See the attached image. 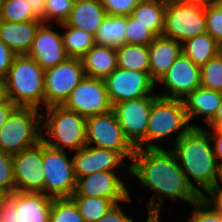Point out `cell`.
I'll return each instance as SVG.
<instances>
[{
    "label": "cell",
    "instance_id": "cell-33",
    "mask_svg": "<svg viewBox=\"0 0 222 222\" xmlns=\"http://www.w3.org/2000/svg\"><path fill=\"white\" fill-rule=\"evenodd\" d=\"M201 86L222 92V52L200 67Z\"/></svg>",
    "mask_w": 222,
    "mask_h": 222
},
{
    "label": "cell",
    "instance_id": "cell-29",
    "mask_svg": "<svg viewBox=\"0 0 222 222\" xmlns=\"http://www.w3.org/2000/svg\"><path fill=\"white\" fill-rule=\"evenodd\" d=\"M58 25L66 29L62 39L69 58L81 59L95 45V37L85 30L68 26L65 22Z\"/></svg>",
    "mask_w": 222,
    "mask_h": 222
},
{
    "label": "cell",
    "instance_id": "cell-19",
    "mask_svg": "<svg viewBox=\"0 0 222 222\" xmlns=\"http://www.w3.org/2000/svg\"><path fill=\"white\" fill-rule=\"evenodd\" d=\"M73 155V168L76 180L98 171H115L124 157L114 150L85 145Z\"/></svg>",
    "mask_w": 222,
    "mask_h": 222
},
{
    "label": "cell",
    "instance_id": "cell-3",
    "mask_svg": "<svg viewBox=\"0 0 222 222\" xmlns=\"http://www.w3.org/2000/svg\"><path fill=\"white\" fill-rule=\"evenodd\" d=\"M44 72L31 57L16 55L4 78L6 98L17 107L45 108Z\"/></svg>",
    "mask_w": 222,
    "mask_h": 222
},
{
    "label": "cell",
    "instance_id": "cell-38",
    "mask_svg": "<svg viewBox=\"0 0 222 222\" xmlns=\"http://www.w3.org/2000/svg\"><path fill=\"white\" fill-rule=\"evenodd\" d=\"M191 206L193 207V213L187 222H222V216L201 197Z\"/></svg>",
    "mask_w": 222,
    "mask_h": 222
},
{
    "label": "cell",
    "instance_id": "cell-43",
    "mask_svg": "<svg viewBox=\"0 0 222 222\" xmlns=\"http://www.w3.org/2000/svg\"><path fill=\"white\" fill-rule=\"evenodd\" d=\"M213 133L210 135V131L205 129L211 138L214 155L217 161L220 160V165L222 166V130L219 128H212Z\"/></svg>",
    "mask_w": 222,
    "mask_h": 222
},
{
    "label": "cell",
    "instance_id": "cell-4",
    "mask_svg": "<svg viewBox=\"0 0 222 222\" xmlns=\"http://www.w3.org/2000/svg\"><path fill=\"white\" fill-rule=\"evenodd\" d=\"M192 127L200 126L189 122L182 99L158 96L150 109L146 138L136 148H162L156 141L168 139V135L177 133L175 143Z\"/></svg>",
    "mask_w": 222,
    "mask_h": 222
},
{
    "label": "cell",
    "instance_id": "cell-40",
    "mask_svg": "<svg viewBox=\"0 0 222 222\" xmlns=\"http://www.w3.org/2000/svg\"><path fill=\"white\" fill-rule=\"evenodd\" d=\"M16 54L0 39V78L7 76Z\"/></svg>",
    "mask_w": 222,
    "mask_h": 222
},
{
    "label": "cell",
    "instance_id": "cell-45",
    "mask_svg": "<svg viewBox=\"0 0 222 222\" xmlns=\"http://www.w3.org/2000/svg\"><path fill=\"white\" fill-rule=\"evenodd\" d=\"M45 2L46 0H27L33 14L43 23H45Z\"/></svg>",
    "mask_w": 222,
    "mask_h": 222
},
{
    "label": "cell",
    "instance_id": "cell-41",
    "mask_svg": "<svg viewBox=\"0 0 222 222\" xmlns=\"http://www.w3.org/2000/svg\"><path fill=\"white\" fill-rule=\"evenodd\" d=\"M206 193L210 197L204 194L201 198L222 216V187L217 184Z\"/></svg>",
    "mask_w": 222,
    "mask_h": 222
},
{
    "label": "cell",
    "instance_id": "cell-6",
    "mask_svg": "<svg viewBox=\"0 0 222 222\" xmlns=\"http://www.w3.org/2000/svg\"><path fill=\"white\" fill-rule=\"evenodd\" d=\"M42 110L17 107L0 128V151L15 155L42 140Z\"/></svg>",
    "mask_w": 222,
    "mask_h": 222
},
{
    "label": "cell",
    "instance_id": "cell-35",
    "mask_svg": "<svg viewBox=\"0 0 222 222\" xmlns=\"http://www.w3.org/2000/svg\"><path fill=\"white\" fill-rule=\"evenodd\" d=\"M75 0H46L45 23H64L70 16Z\"/></svg>",
    "mask_w": 222,
    "mask_h": 222
},
{
    "label": "cell",
    "instance_id": "cell-22",
    "mask_svg": "<svg viewBox=\"0 0 222 222\" xmlns=\"http://www.w3.org/2000/svg\"><path fill=\"white\" fill-rule=\"evenodd\" d=\"M105 16L106 11L101 0H75L70 16L65 23L95 36Z\"/></svg>",
    "mask_w": 222,
    "mask_h": 222
},
{
    "label": "cell",
    "instance_id": "cell-15",
    "mask_svg": "<svg viewBox=\"0 0 222 222\" xmlns=\"http://www.w3.org/2000/svg\"><path fill=\"white\" fill-rule=\"evenodd\" d=\"M15 191L44 194L43 141L12 155Z\"/></svg>",
    "mask_w": 222,
    "mask_h": 222
},
{
    "label": "cell",
    "instance_id": "cell-30",
    "mask_svg": "<svg viewBox=\"0 0 222 222\" xmlns=\"http://www.w3.org/2000/svg\"><path fill=\"white\" fill-rule=\"evenodd\" d=\"M85 222H96L115 204L108 198L71 196Z\"/></svg>",
    "mask_w": 222,
    "mask_h": 222
},
{
    "label": "cell",
    "instance_id": "cell-16",
    "mask_svg": "<svg viewBox=\"0 0 222 222\" xmlns=\"http://www.w3.org/2000/svg\"><path fill=\"white\" fill-rule=\"evenodd\" d=\"M166 88L159 97L184 99L189 93L201 86V69L182 53L158 81Z\"/></svg>",
    "mask_w": 222,
    "mask_h": 222
},
{
    "label": "cell",
    "instance_id": "cell-26",
    "mask_svg": "<svg viewBox=\"0 0 222 222\" xmlns=\"http://www.w3.org/2000/svg\"><path fill=\"white\" fill-rule=\"evenodd\" d=\"M166 4L165 0H141L131 16L146 26L155 36H160L164 28Z\"/></svg>",
    "mask_w": 222,
    "mask_h": 222
},
{
    "label": "cell",
    "instance_id": "cell-23",
    "mask_svg": "<svg viewBox=\"0 0 222 222\" xmlns=\"http://www.w3.org/2000/svg\"><path fill=\"white\" fill-rule=\"evenodd\" d=\"M222 99V92L199 86L183 100L189 122L196 116H204L208 124L216 115Z\"/></svg>",
    "mask_w": 222,
    "mask_h": 222
},
{
    "label": "cell",
    "instance_id": "cell-13",
    "mask_svg": "<svg viewBox=\"0 0 222 222\" xmlns=\"http://www.w3.org/2000/svg\"><path fill=\"white\" fill-rule=\"evenodd\" d=\"M157 97L156 93H152L150 96L113 104L112 111L126 138L135 148L146 138L150 109Z\"/></svg>",
    "mask_w": 222,
    "mask_h": 222
},
{
    "label": "cell",
    "instance_id": "cell-31",
    "mask_svg": "<svg viewBox=\"0 0 222 222\" xmlns=\"http://www.w3.org/2000/svg\"><path fill=\"white\" fill-rule=\"evenodd\" d=\"M0 20L22 23L39 19L33 14L32 8H29L27 0H2L0 7Z\"/></svg>",
    "mask_w": 222,
    "mask_h": 222
},
{
    "label": "cell",
    "instance_id": "cell-1",
    "mask_svg": "<svg viewBox=\"0 0 222 222\" xmlns=\"http://www.w3.org/2000/svg\"><path fill=\"white\" fill-rule=\"evenodd\" d=\"M131 161L128 172L143 186L155 191L147 203V219L160 220L165 197H170L173 202L179 198L190 205L200 198L170 149L136 148Z\"/></svg>",
    "mask_w": 222,
    "mask_h": 222
},
{
    "label": "cell",
    "instance_id": "cell-32",
    "mask_svg": "<svg viewBox=\"0 0 222 222\" xmlns=\"http://www.w3.org/2000/svg\"><path fill=\"white\" fill-rule=\"evenodd\" d=\"M50 222H85L71 197L53 198Z\"/></svg>",
    "mask_w": 222,
    "mask_h": 222
},
{
    "label": "cell",
    "instance_id": "cell-49",
    "mask_svg": "<svg viewBox=\"0 0 222 222\" xmlns=\"http://www.w3.org/2000/svg\"><path fill=\"white\" fill-rule=\"evenodd\" d=\"M146 222H160L159 219H147Z\"/></svg>",
    "mask_w": 222,
    "mask_h": 222
},
{
    "label": "cell",
    "instance_id": "cell-12",
    "mask_svg": "<svg viewBox=\"0 0 222 222\" xmlns=\"http://www.w3.org/2000/svg\"><path fill=\"white\" fill-rule=\"evenodd\" d=\"M63 106L85 118L112 111L113 107L105 80L88 76L72 90Z\"/></svg>",
    "mask_w": 222,
    "mask_h": 222
},
{
    "label": "cell",
    "instance_id": "cell-2",
    "mask_svg": "<svg viewBox=\"0 0 222 222\" xmlns=\"http://www.w3.org/2000/svg\"><path fill=\"white\" fill-rule=\"evenodd\" d=\"M173 146L174 150L171 151L189 185L200 197L204 195V192L219 184L222 166L214 155L211 138L205 129L192 127ZM191 178L197 186L193 184Z\"/></svg>",
    "mask_w": 222,
    "mask_h": 222
},
{
    "label": "cell",
    "instance_id": "cell-21",
    "mask_svg": "<svg viewBox=\"0 0 222 222\" xmlns=\"http://www.w3.org/2000/svg\"><path fill=\"white\" fill-rule=\"evenodd\" d=\"M42 23L41 20H30L22 23L0 20V39L16 55H27Z\"/></svg>",
    "mask_w": 222,
    "mask_h": 222
},
{
    "label": "cell",
    "instance_id": "cell-8",
    "mask_svg": "<svg viewBox=\"0 0 222 222\" xmlns=\"http://www.w3.org/2000/svg\"><path fill=\"white\" fill-rule=\"evenodd\" d=\"M66 152L43 142L44 194L52 198L71 197L76 189L73 160L68 159Z\"/></svg>",
    "mask_w": 222,
    "mask_h": 222
},
{
    "label": "cell",
    "instance_id": "cell-37",
    "mask_svg": "<svg viewBox=\"0 0 222 222\" xmlns=\"http://www.w3.org/2000/svg\"><path fill=\"white\" fill-rule=\"evenodd\" d=\"M207 33L222 45V8L217 4L205 7Z\"/></svg>",
    "mask_w": 222,
    "mask_h": 222
},
{
    "label": "cell",
    "instance_id": "cell-46",
    "mask_svg": "<svg viewBox=\"0 0 222 222\" xmlns=\"http://www.w3.org/2000/svg\"><path fill=\"white\" fill-rule=\"evenodd\" d=\"M166 2H173V3H182V4H192L207 7L211 4H215L217 0H165Z\"/></svg>",
    "mask_w": 222,
    "mask_h": 222
},
{
    "label": "cell",
    "instance_id": "cell-50",
    "mask_svg": "<svg viewBox=\"0 0 222 222\" xmlns=\"http://www.w3.org/2000/svg\"><path fill=\"white\" fill-rule=\"evenodd\" d=\"M216 3L222 8V0H217Z\"/></svg>",
    "mask_w": 222,
    "mask_h": 222
},
{
    "label": "cell",
    "instance_id": "cell-51",
    "mask_svg": "<svg viewBox=\"0 0 222 222\" xmlns=\"http://www.w3.org/2000/svg\"><path fill=\"white\" fill-rule=\"evenodd\" d=\"M220 183L219 184H222V168H221V175H220ZM222 187V185H220Z\"/></svg>",
    "mask_w": 222,
    "mask_h": 222
},
{
    "label": "cell",
    "instance_id": "cell-48",
    "mask_svg": "<svg viewBox=\"0 0 222 222\" xmlns=\"http://www.w3.org/2000/svg\"><path fill=\"white\" fill-rule=\"evenodd\" d=\"M6 99L5 95V87H4V79L0 78V102Z\"/></svg>",
    "mask_w": 222,
    "mask_h": 222
},
{
    "label": "cell",
    "instance_id": "cell-34",
    "mask_svg": "<svg viewBox=\"0 0 222 222\" xmlns=\"http://www.w3.org/2000/svg\"><path fill=\"white\" fill-rule=\"evenodd\" d=\"M155 35L131 15L127 16L126 43L149 46Z\"/></svg>",
    "mask_w": 222,
    "mask_h": 222
},
{
    "label": "cell",
    "instance_id": "cell-11",
    "mask_svg": "<svg viewBox=\"0 0 222 222\" xmlns=\"http://www.w3.org/2000/svg\"><path fill=\"white\" fill-rule=\"evenodd\" d=\"M84 76L83 64L79 58H68L55 67L46 69L44 72L45 107L63 105Z\"/></svg>",
    "mask_w": 222,
    "mask_h": 222
},
{
    "label": "cell",
    "instance_id": "cell-25",
    "mask_svg": "<svg viewBox=\"0 0 222 222\" xmlns=\"http://www.w3.org/2000/svg\"><path fill=\"white\" fill-rule=\"evenodd\" d=\"M181 50L183 55L201 67L222 52V45L206 32L181 43Z\"/></svg>",
    "mask_w": 222,
    "mask_h": 222
},
{
    "label": "cell",
    "instance_id": "cell-47",
    "mask_svg": "<svg viewBox=\"0 0 222 222\" xmlns=\"http://www.w3.org/2000/svg\"><path fill=\"white\" fill-rule=\"evenodd\" d=\"M210 128H219L222 130V99L214 118L208 123Z\"/></svg>",
    "mask_w": 222,
    "mask_h": 222
},
{
    "label": "cell",
    "instance_id": "cell-17",
    "mask_svg": "<svg viewBox=\"0 0 222 222\" xmlns=\"http://www.w3.org/2000/svg\"><path fill=\"white\" fill-rule=\"evenodd\" d=\"M72 196L108 198L114 204H119L120 201L131 202L125 182L115 171H98L78 178Z\"/></svg>",
    "mask_w": 222,
    "mask_h": 222
},
{
    "label": "cell",
    "instance_id": "cell-5",
    "mask_svg": "<svg viewBox=\"0 0 222 222\" xmlns=\"http://www.w3.org/2000/svg\"><path fill=\"white\" fill-rule=\"evenodd\" d=\"M46 121L42 123V141L51 148L77 151L87 143L86 118L63 105L45 107Z\"/></svg>",
    "mask_w": 222,
    "mask_h": 222
},
{
    "label": "cell",
    "instance_id": "cell-36",
    "mask_svg": "<svg viewBox=\"0 0 222 222\" xmlns=\"http://www.w3.org/2000/svg\"><path fill=\"white\" fill-rule=\"evenodd\" d=\"M0 192L10 195L15 192L12 155L0 151Z\"/></svg>",
    "mask_w": 222,
    "mask_h": 222
},
{
    "label": "cell",
    "instance_id": "cell-24",
    "mask_svg": "<svg viewBox=\"0 0 222 222\" xmlns=\"http://www.w3.org/2000/svg\"><path fill=\"white\" fill-rule=\"evenodd\" d=\"M85 76L104 80L117 67L116 48L94 45L81 58Z\"/></svg>",
    "mask_w": 222,
    "mask_h": 222
},
{
    "label": "cell",
    "instance_id": "cell-27",
    "mask_svg": "<svg viewBox=\"0 0 222 222\" xmlns=\"http://www.w3.org/2000/svg\"><path fill=\"white\" fill-rule=\"evenodd\" d=\"M127 16L106 15L97 33L95 44L119 48L126 44Z\"/></svg>",
    "mask_w": 222,
    "mask_h": 222
},
{
    "label": "cell",
    "instance_id": "cell-20",
    "mask_svg": "<svg viewBox=\"0 0 222 222\" xmlns=\"http://www.w3.org/2000/svg\"><path fill=\"white\" fill-rule=\"evenodd\" d=\"M149 47V75L157 84L182 53L181 43L163 35L156 36Z\"/></svg>",
    "mask_w": 222,
    "mask_h": 222
},
{
    "label": "cell",
    "instance_id": "cell-52",
    "mask_svg": "<svg viewBox=\"0 0 222 222\" xmlns=\"http://www.w3.org/2000/svg\"><path fill=\"white\" fill-rule=\"evenodd\" d=\"M3 197L4 195L0 192V201L2 200Z\"/></svg>",
    "mask_w": 222,
    "mask_h": 222
},
{
    "label": "cell",
    "instance_id": "cell-14",
    "mask_svg": "<svg viewBox=\"0 0 222 222\" xmlns=\"http://www.w3.org/2000/svg\"><path fill=\"white\" fill-rule=\"evenodd\" d=\"M106 89L111 104L131 99L150 96L156 83L150 78L149 72L126 70L117 67L105 79Z\"/></svg>",
    "mask_w": 222,
    "mask_h": 222
},
{
    "label": "cell",
    "instance_id": "cell-10",
    "mask_svg": "<svg viewBox=\"0 0 222 222\" xmlns=\"http://www.w3.org/2000/svg\"><path fill=\"white\" fill-rule=\"evenodd\" d=\"M206 32L205 7L167 2L163 36L183 43Z\"/></svg>",
    "mask_w": 222,
    "mask_h": 222
},
{
    "label": "cell",
    "instance_id": "cell-18",
    "mask_svg": "<svg viewBox=\"0 0 222 222\" xmlns=\"http://www.w3.org/2000/svg\"><path fill=\"white\" fill-rule=\"evenodd\" d=\"M53 25L42 23L32 42L27 56L34 59L44 70L55 67L66 61L69 57L66 53L62 34L50 28Z\"/></svg>",
    "mask_w": 222,
    "mask_h": 222
},
{
    "label": "cell",
    "instance_id": "cell-44",
    "mask_svg": "<svg viewBox=\"0 0 222 222\" xmlns=\"http://www.w3.org/2000/svg\"><path fill=\"white\" fill-rule=\"evenodd\" d=\"M16 108L17 106L7 98L0 102V128L6 123L9 116Z\"/></svg>",
    "mask_w": 222,
    "mask_h": 222
},
{
    "label": "cell",
    "instance_id": "cell-39",
    "mask_svg": "<svg viewBox=\"0 0 222 222\" xmlns=\"http://www.w3.org/2000/svg\"><path fill=\"white\" fill-rule=\"evenodd\" d=\"M141 0H101L106 15L129 16Z\"/></svg>",
    "mask_w": 222,
    "mask_h": 222
},
{
    "label": "cell",
    "instance_id": "cell-28",
    "mask_svg": "<svg viewBox=\"0 0 222 222\" xmlns=\"http://www.w3.org/2000/svg\"><path fill=\"white\" fill-rule=\"evenodd\" d=\"M117 65L126 70L149 72V47L138 44H124L116 49Z\"/></svg>",
    "mask_w": 222,
    "mask_h": 222
},
{
    "label": "cell",
    "instance_id": "cell-42",
    "mask_svg": "<svg viewBox=\"0 0 222 222\" xmlns=\"http://www.w3.org/2000/svg\"><path fill=\"white\" fill-rule=\"evenodd\" d=\"M96 222H134L132 218L125 215L120 205L112 206L105 215Z\"/></svg>",
    "mask_w": 222,
    "mask_h": 222
},
{
    "label": "cell",
    "instance_id": "cell-9",
    "mask_svg": "<svg viewBox=\"0 0 222 222\" xmlns=\"http://www.w3.org/2000/svg\"><path fill=\"white\" fill-rule=\"evenodd\" d=\"M86 138V145L114 150L129 160L136 150L126 138L113 111L86 118Z\"/></svg>",
    "mask_w": 222,
    "mask_h": 222
},
{
    "label": "cell",
    "instance_id": "cell-7",
    "mask_svg": "<svg viewBox=\"0 0 222 222\" xmlns=\"http://www.w3.org/2000/svg\"><path fill=\"white\" fill-rule=\"evenodd\" d=\"M52 200L40 192L15 191L0 201V222H50Z\"/></svg>",
    "mask_w": 222,
    "mask_h": 222
}]
</instances>
